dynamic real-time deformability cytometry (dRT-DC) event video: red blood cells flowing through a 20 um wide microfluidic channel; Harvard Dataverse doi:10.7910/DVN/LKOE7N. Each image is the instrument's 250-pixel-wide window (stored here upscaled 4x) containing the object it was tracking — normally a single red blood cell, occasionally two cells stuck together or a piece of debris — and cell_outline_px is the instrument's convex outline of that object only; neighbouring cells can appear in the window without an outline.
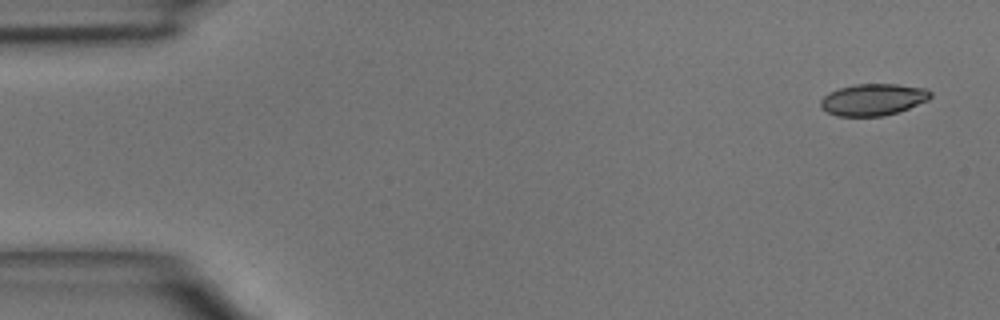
{"species": "common noctule bat (a hibernating species)", "species_latin": "Nyctalus noctula", "temperature_condition": "room temperature", "stored_images_in_passage": 4, "camera_frame_rate_fps": 3000, "um_per_image_px": 0.085, "animal": {"sex": "male", "body_mass_g": 15.6}, "frame": {"image": 1, "passage_image": 1, "time_ms": 0.0, "image_size_px": [1000, 320], "cell_outline_px": [[932, 96], [928, 100], [908, 108], [884, 116], [836, 116], [820, 108], [820, 100], [828, 92], [840, 88], [856, 84], [896, 84], [924, 88], [932, 92]], "centroid_in_image_um": [74.19, 8.46], "position_along_channel_um": 10.8, "area_um2": 20.29}}
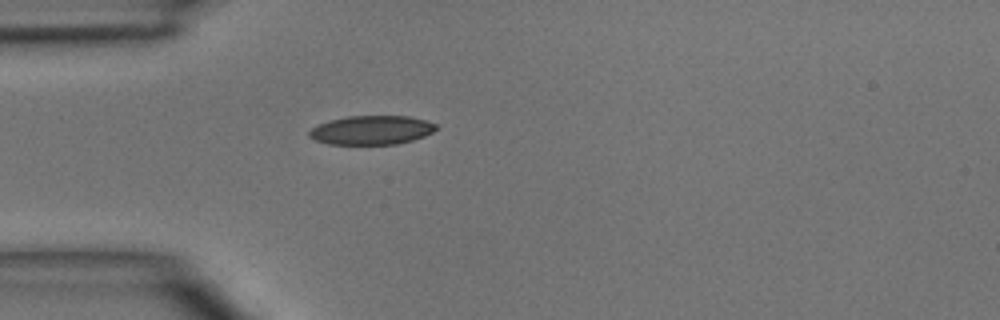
{"frame": {"image": 2, "passage_image": 4, "time_ms": 3.667, "image_size_px": [1000, 320], "cell_outline_px": [[440, 128], [424, 136], [412, 140], [396, 144], [328, 144], [316, 140], [308, 136], [308, 132], [312, 128], [320, 124], [332, 120], [348, 116], [408, 116], [424, 120], [436, 124]], "centroid_in_image_um": [31.6, 11.06], "position_along_channel_um": 53.4, "area_um2": 21.27}}